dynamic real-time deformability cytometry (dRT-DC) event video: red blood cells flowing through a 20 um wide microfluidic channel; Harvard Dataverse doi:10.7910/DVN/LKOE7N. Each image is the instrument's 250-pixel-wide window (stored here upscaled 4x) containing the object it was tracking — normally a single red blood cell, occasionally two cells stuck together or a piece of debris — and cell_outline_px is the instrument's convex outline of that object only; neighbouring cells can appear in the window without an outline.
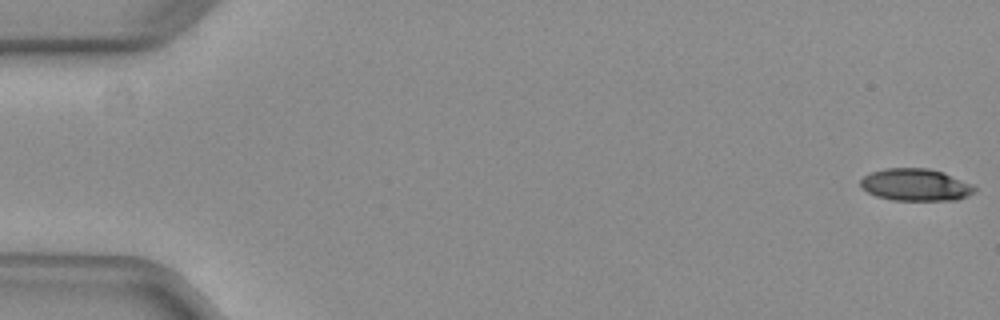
{"species": "common noctule bat (a hibernating species)", "species_latin": "Nyctalus noctula", "temperature_condition": "warm", "stored_images_in_passage": 53, "camera_frame_rate_fps": 3000, "um_per_image_px": 0.085, "animal": {"sex": "female", "body_mass_g": 29.2, "forearm_length_mm": 56.3}, "frame": {"image": 1, "passage_image": 1, "time_ms": 0.0, "image_size_px": [1000, 320], "cell_outline_px": [[976, 188], [968, 196], [956, 200], [892, 200], [876, 196], [860, 188], [860, 180], [864, 176], [872, 172], [884, 168], [928, 168], [944, 172], [972, 184]], "centroid_in_image_um": [77.8, 15.7], "position_along_channel_um": 7.2, "area_um2": 21.44}}
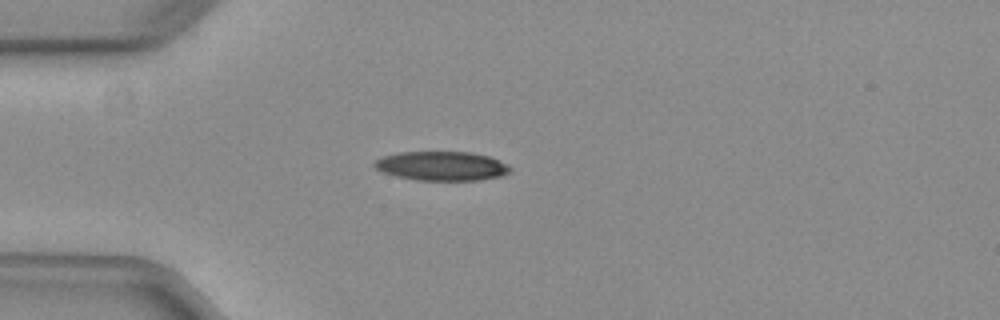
{"frame": {"image": 2, "passage_image": 15, "time_ms": 4.667, "image_size_px": [1000, 320], "cell_outline_px": [[512, 172], [504, 176], [480, 180], [416, 180], [396, 176], [380, 172], [372, 164], [376, 160], [384, 156], [400, 152], [468, 152], [488, 156], [508, 164], [512, 168]], "centroid_in_image_um": [37.58, 14.12], "position_along_channel_um": 47.4, "area_um2": 23.24}, "authors_computed_cell_mechanics": {"area_um2": 23.3512, "velocity_mm_per_s": 3.9793, "shape_relaxation_time_tau1_ms": 9.4558, "shape_relaxation_time_tau2_ms": 7.3451, "deformation_change_tau1": 0.2371, "deformation_change_tau2": 0.1745}}